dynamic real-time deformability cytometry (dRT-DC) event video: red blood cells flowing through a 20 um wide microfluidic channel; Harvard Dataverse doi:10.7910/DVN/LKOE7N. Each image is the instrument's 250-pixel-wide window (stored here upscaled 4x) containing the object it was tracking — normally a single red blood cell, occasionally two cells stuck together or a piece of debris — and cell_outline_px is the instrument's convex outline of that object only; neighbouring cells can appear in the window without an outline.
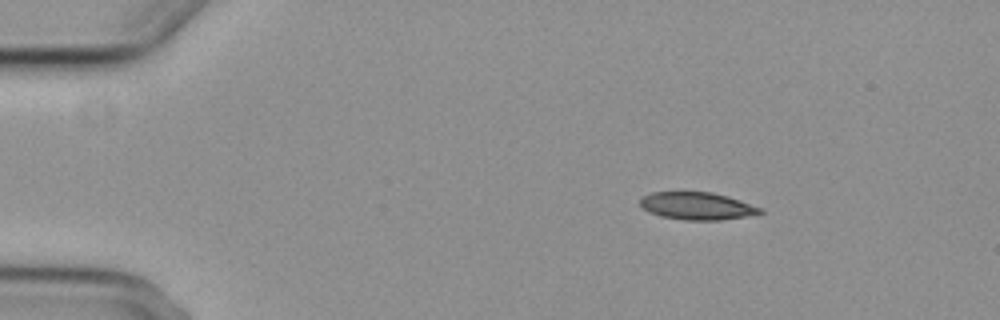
{"species": "common noctule bat (a hibernating species)", "species_latin": "Nyctalus noctula", "temperature_condition": "cold", "stored_images_in_passage": 3, "camera_frame_rate_fps": 3000, "um_per_image_px": 0.085, "animal": {"sex": "female", "body_mass_g": 29.2, "forearm_length_mm": 56.3}, "frame": {"image": 1, "passage_image": 1, "time_ms": 0.0, "image_size_px": [1000, 320], "cell_outline_px": [[764, 212], [744, 216], [720, 220], [684, 220], [660, 216], [648, 212], [640, 204], [640, 196], [652, 192], [712, 192], [728, 196], [764, 208]], "centroid_in_image_um": [59.24, 17.5], "position_along_channel_um": 25.8, "area_um2": 19.31}}